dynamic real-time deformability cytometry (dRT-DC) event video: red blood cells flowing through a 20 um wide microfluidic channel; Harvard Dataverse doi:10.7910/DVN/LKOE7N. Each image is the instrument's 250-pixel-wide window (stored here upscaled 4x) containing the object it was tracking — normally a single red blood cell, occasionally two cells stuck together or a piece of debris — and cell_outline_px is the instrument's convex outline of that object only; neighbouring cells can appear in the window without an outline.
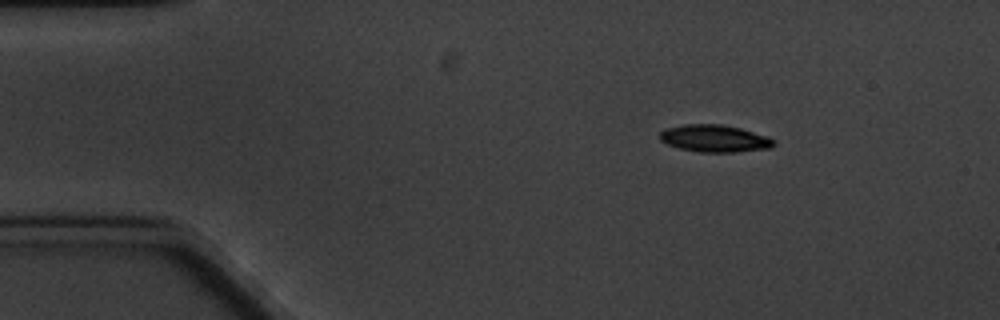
{"species": "common noctule bat (a hibernating species)", "species_latin": "Nyctalus noctula", "temperature_condition": "cold", "stored_images_in_passage": 6, "camera_frame_rate_fps": 3000, "um_per_image_px": 0.085, "animal": {"sex": "male", "body_mass_g": 20.1, "forearm_length_mm": 53.5}, "frame": {"image": 1, "passage_image": 2, "time_ms": 1.333, "image_size_px": [1000, 320], "cell_outline_px": [[776, 144], [772, 148], [732, 152], [700, 152], [680, 148], [668, 144], [660, 140], [660, 132], [664, 128], [684, 124], [720, 124], [740, 128], [768, 136]], "centroid_in_image_um": [60.73, 11.76], "position_along_channel_um": 24.3, "area_um2": 18.03}}
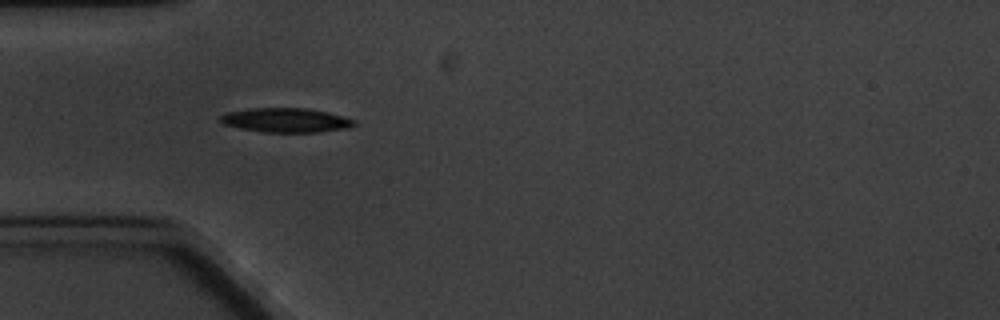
{"frame": {"image": 2, "passage_image": 4, "time_ms": 4.333, "image_size_px": [1000, 320], "cell_outline_px": [[356, 124], [348, 128], [320, 132], [264, 132], [240, 128], [224, 124], [216, 120], [220, 116], [228, 112], [248, 108], [308, 108], [328, 112], [356, 120]], "centroid_in_image_um": [24.3, 10.21], "position_along_channel_um": 60.7, "area_um2": 19.07}}